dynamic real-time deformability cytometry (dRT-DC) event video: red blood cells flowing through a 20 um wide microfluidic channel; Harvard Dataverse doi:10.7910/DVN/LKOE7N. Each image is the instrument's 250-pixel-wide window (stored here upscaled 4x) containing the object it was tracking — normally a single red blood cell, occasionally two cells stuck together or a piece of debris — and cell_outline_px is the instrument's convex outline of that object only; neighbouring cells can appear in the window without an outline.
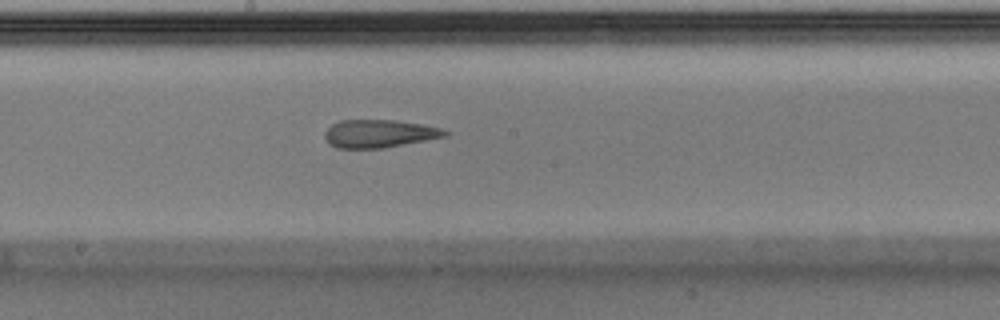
{"species": "Egyptian fruit bat (a non-hibernating species)", "species_latin": "Rousettus aegyptiacus", "temperature_condition": "warm", "stored_images_in_passage": 26, "camera_frame_rate_fps": 3000, "um_per_image_px": 0.085, "animal": {"sex": "male"}, "frame": {"image": 1, "passage_image": 12, "time_ms": 3.667, "image_size_px": [1000, 320], "cell_outline_px": [[448, 136], [384, 148], [336, 148], [328, 144], [324, 136], [324, 132], [332, 124], [340, 120], [392, 120], [420, 124], [440, 128], [448, 132]], "centroid_in_image_um": [32.19, 11.36], "position_along_channel_um": 216.0, "area_um2": 19.54}}